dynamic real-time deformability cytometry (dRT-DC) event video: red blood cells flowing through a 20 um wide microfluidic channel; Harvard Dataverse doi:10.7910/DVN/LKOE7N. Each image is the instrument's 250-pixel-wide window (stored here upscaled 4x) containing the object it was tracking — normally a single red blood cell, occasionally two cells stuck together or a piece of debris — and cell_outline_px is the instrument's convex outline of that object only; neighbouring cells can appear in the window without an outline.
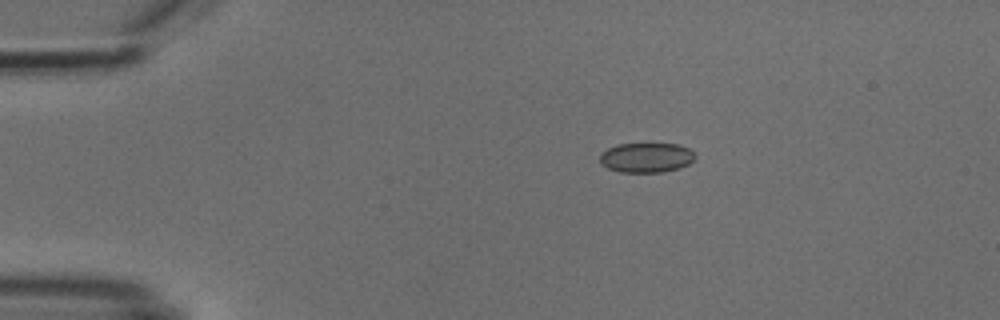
{"species": "common noctule bat (a hibernating species)", "species_latin": "Nyctalus noctula", "temperature_condition": "cold", "stored_images_in_passage": 3, "camera_frame_rate_fps": 3000, "um_per_image_px": 0.085, "animal": {"sex": "male", "body_mass_g": 18.8}, "frame": {"image": 1, "passage_image": 1, "time_ms": 0.0, "image_size_px": [1000, 320], "cell_outline_px": [[696, 156], [688, 164], [680, 168], [664, 172], [620, 172], [608, 168], [600, 164], [600, 152], [616, 144], [676, 144], [688, 148]], "centroid_in_image_um": [54.9, 13.4], "position_along_channel_um": 30.1, "area_um2": 16.53}}
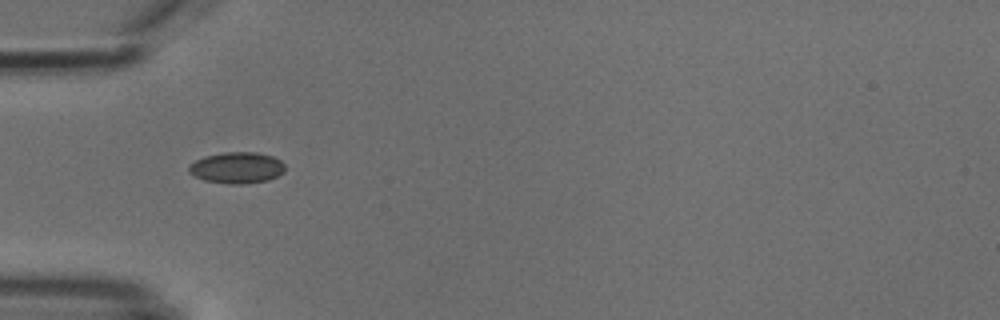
{"frame": {"image": 2, "passage_image": 3, "time_ms": 2.333, "image_size_px": [1000, 320], "cell_outline_px": [[284, 172], [268, 180], [240, 184], [228, 184], [204, 180], [188, 172], [188, 168], [196, 160], [204, 156], [224, 152], [256, 152], [272, 156], [280, 160], [284, 164]], "centroid_in_image_um": [20.14, 14.25], "position_along_channel_um": 64.9, "area_um2": 17.4}}